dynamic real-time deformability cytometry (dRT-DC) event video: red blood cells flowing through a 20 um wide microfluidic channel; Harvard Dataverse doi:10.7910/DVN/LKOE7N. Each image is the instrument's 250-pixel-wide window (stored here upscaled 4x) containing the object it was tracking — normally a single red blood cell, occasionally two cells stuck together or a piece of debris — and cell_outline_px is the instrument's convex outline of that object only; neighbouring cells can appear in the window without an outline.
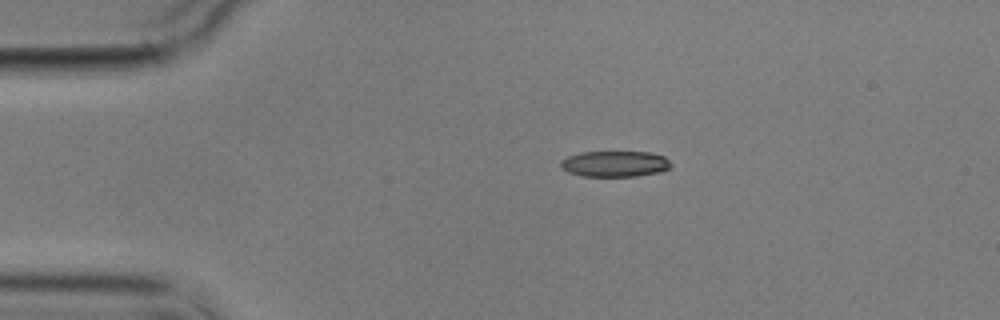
{"species": "common noctule bat (a hibernating species)", "species_latin": "Nyctalus noctula", "temperature_condition": "cold", "stored_images_in_passage": 3, "camera_frame_rate_fps": 3000, "um_per_image_px": 0.085, "animal": {"sex": "male", "body_mass_g": 17.9}, "frame": {"image": 1, "passage_image": 1, "time_ms": 0.0, "image_size_px": [1000, 320], "cell_outline_px": [[672, 164], [668, 168], [660, 172], [636, 176], [584, 176], [568, 172], [560, 168], [560, 160], [568, 156], [580, 152], [652, 152], [664, 156]], "centroid_in_image_um": [52.24, 13.92], "position_along_channel_um": 32.8, "area_um2": 16.7}}
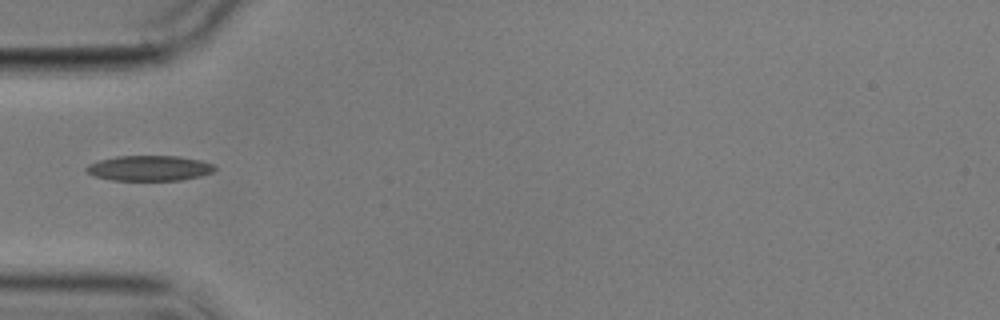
{"frame": {"image": 2, "passage_image": 3, "time_ms": 2.333, "image_size_px": [1000, 320], "cell_outline_px": [[216, 168], [212, 172], [200, 176], [180, 180], [112, 180], [92, 176], [84, 168], [88, 164], [100, 160], [116, 156], [176, 156], [200, 160], [212, 164]], "centroid_in_image_um": [12.66, 14.29], "position_along_channel_um": 72.3, "area_um2": 18.84}}